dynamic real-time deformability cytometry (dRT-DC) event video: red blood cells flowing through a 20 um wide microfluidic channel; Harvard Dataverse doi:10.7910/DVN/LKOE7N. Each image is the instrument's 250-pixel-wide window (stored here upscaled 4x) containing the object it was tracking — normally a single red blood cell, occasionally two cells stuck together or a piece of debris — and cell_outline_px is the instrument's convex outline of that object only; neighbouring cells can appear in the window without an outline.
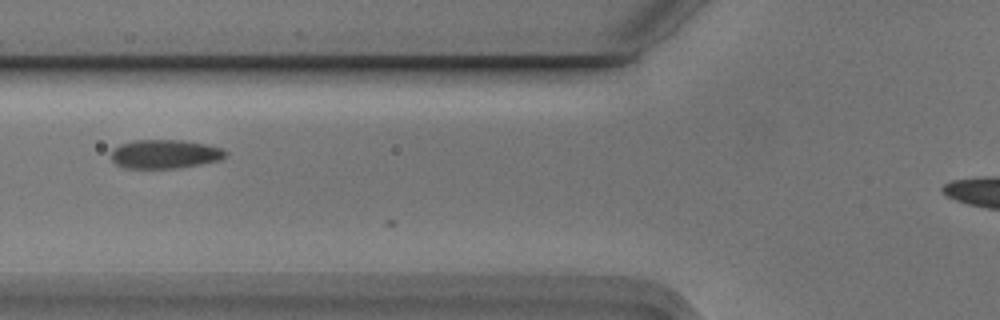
{"species": "Egyptian fruit bat (a non-hibernating species)", "species_latin": "Rousettus aegyptiacus", "temperature_condition": "cold", "stored_images_in_passage": 2, "camera_frame_rate_fps": 3000, "um_per_image_px": 0.085, "animal": {"sex": "male"}, "frame": {"image": 1, "passage_image": 2, "time_ms": 0.333, "image_size_px": [1000, 320], "cell_outline_px": [[228, 156], [220, 160], [200, 164], [176, 168], [124, 168], [116, 164], [112, 160], [112, 148], [120, 144], [132, 140], [184, 140], [224, 148], [228, 152]], "centroid_in_image_um": [14.03, 13.09], "position_along_channel_um": 111.8, "area_um2": 19.42}}